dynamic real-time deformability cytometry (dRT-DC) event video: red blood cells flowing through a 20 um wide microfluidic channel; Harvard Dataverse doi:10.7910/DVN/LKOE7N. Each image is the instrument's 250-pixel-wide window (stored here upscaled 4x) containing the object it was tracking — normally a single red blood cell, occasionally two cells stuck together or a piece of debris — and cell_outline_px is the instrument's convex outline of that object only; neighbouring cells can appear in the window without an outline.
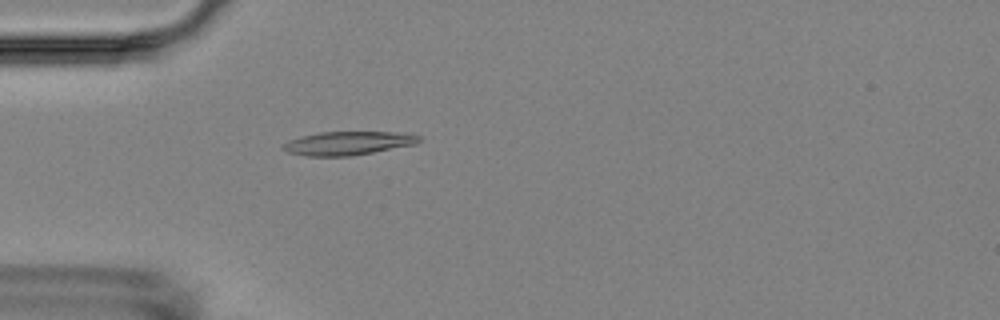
{"species": "Egyptian fruit bat (a non-hibernating species)", "species_latin": "Rousettus aegyptiacus", "temperature_condition": "room temperature", "stored_images_in_passage": 4, "camera_frame_rate_fps": 3000, "um_per_image_px": 0.085, "animal": {"sex": "female"}, "frame": {"image": 1, "passage_image": 4, "time_ms": 3.333, "image_size_px": [1000, 320], "cell_outline_px": [[420, 140], [416, 144], [352, 156], [308, 156], [288, 152], [280, 148], [280, 144], [288, 140], [300, 136], [320, 132], [412, 132], [420, 136]], "centroid_in_image_um": [29.57, 12.16], "position_along_channel_um": 55.4, "area_um2": 18.96}}